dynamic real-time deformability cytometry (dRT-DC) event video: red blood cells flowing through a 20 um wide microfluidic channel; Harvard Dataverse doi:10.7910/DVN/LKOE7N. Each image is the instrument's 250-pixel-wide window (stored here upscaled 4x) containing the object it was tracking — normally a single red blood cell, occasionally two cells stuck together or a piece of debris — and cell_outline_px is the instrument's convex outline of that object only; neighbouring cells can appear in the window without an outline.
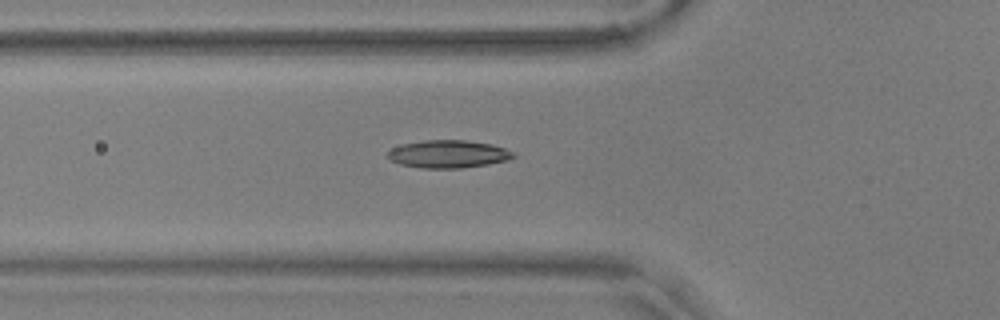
{"species": "common noctule bat (a hibernating species)", "species_latin": "Nyctalus noctula", "temperature_condition": "warm", "stored_images_in_passage": 25, "camera_frame_rate_fps": 3000, "um_per_image_px": 0.085, "animal": {"sex": "male", "body_mass_g": 17.9, "forearm_length_mm": 54.2}, "frame": {"image": 1, "passage_image": 2, "time_ms": 0.333, "image_size_px": [1000, 320], "cell_outline_px": [[516, 156], [508, 160], [488, 164], [460, 168], [420, 168], [400, 164], [392, 160], [388, 156], [388, 152], [392, 148], [404, 144], [424, 140], [464, 140], [492, 144], [504, 148], [512, 152]], "centroid_in_image_um": [38.12, 13.09], "position_along_channel_um": 87.7, "area_um2": 20.11}}
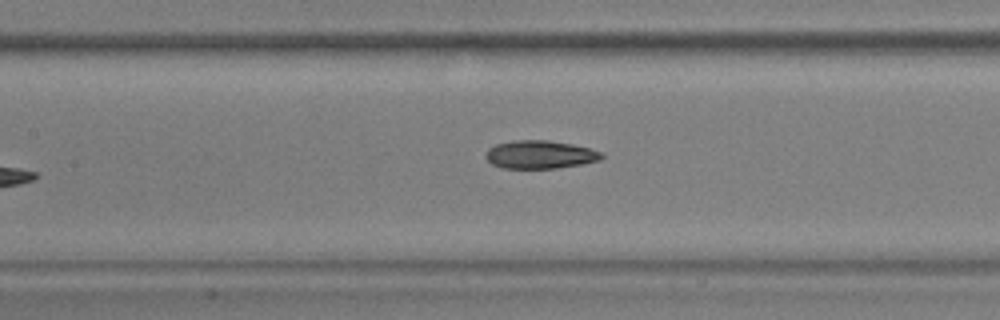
{"frame": {"image": 2, "passage_image": 8, "time_ms": 2.333, "image_size_px": [1000, 320], "cell_outline_px": [[604, 156], [600, 160], [580, 164], [556, 168], [500, 168], [492, 164], [484, 156], [488, 148], [496, 144], [512, 140], [548, 140], [572, 144], [588, 148], [600, 152]], "centroid_in_image_um": [45.85, 13.13], "position_along_channel_um": 161.5, "area_um2": 18.96}}
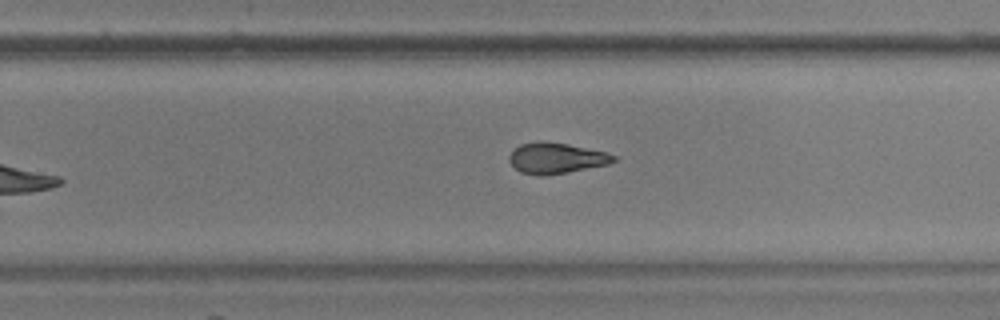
{"frame": {"image": 3, "passage_image": 18, "time_ms": 5.667, "image_size_px": [1000, 320], "cell_outline_px": [[616, 160], [608, 164], [568, 172], [544, 176], [536, 176], [520, 172], [508, 160], [508, 156], [520, 144], [540, 140], [544, 140], [568, 144], [604, 152], [616, 156]], "centroid_in_image_um": [47.24, 13.44], "position_along_channel_um": 282.6, "area_um2": 18.73}}